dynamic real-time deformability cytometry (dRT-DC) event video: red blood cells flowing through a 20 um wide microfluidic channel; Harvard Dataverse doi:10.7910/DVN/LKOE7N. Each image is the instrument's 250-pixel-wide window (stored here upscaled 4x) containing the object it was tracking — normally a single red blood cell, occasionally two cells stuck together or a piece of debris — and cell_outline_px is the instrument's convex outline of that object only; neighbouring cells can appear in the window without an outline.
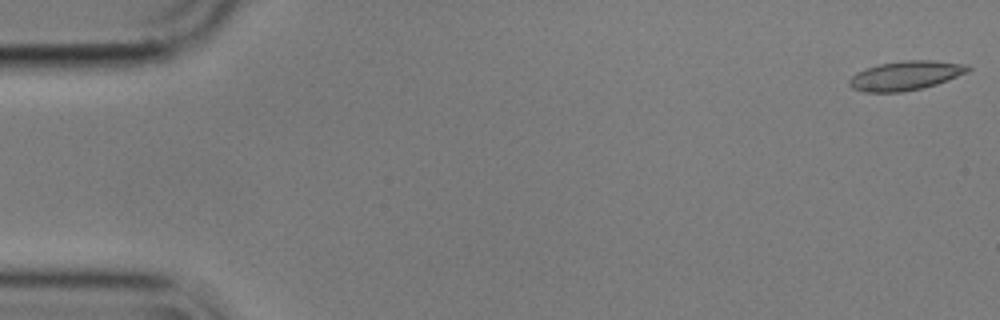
{"species": "common noctule bat (a hibernating species)", "species_latin": "Nyctalus noctula", "temperature_condition": "cold", "stored_images_in_passage": 27, "camera_frame_rate_fps": 3000, "um_per_image_px": 0.085, "animal": {"sex": "male", "body_mass_g": 17.9}, "frame": {"image": 1, "passage_image": 1, "time_ms": 0.0, "image_size_px": [1000, 320], "cell_outline_px": [[972, 68], [968, 72], [948, 80], [924, 88], [900, 92], [864, 92], [852, 88], [848, 84], [848, 80], [856, 72], [880, 64], [904, 60], [936, 60], [964, 64]], "centroid_in_image_um": [76.98, 6.42], "position_along_channel_um": 8.0, "area_um2": 20.23}}
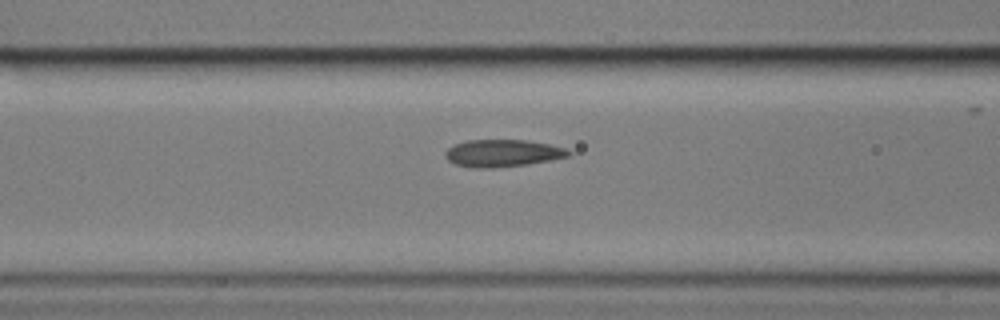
{"frame": {"image": 2, "passage_image": 22, "time_ms": 7.0, "image_size_px": [1000, 320], "cell_outline_px": [[572, 152], [568, 156], [528, 164], [492, 168], [472, 168], [456, 164], [448, 160], [444, 156], [444, 152], [448, 148], [456, 144], [468, 140], [524, 140], [548, 144], [564, 148]], "centroid_in_image_um": [42.67, 13.02], "position_along_channel_um": 123.9, "area_um2": 19.36}}
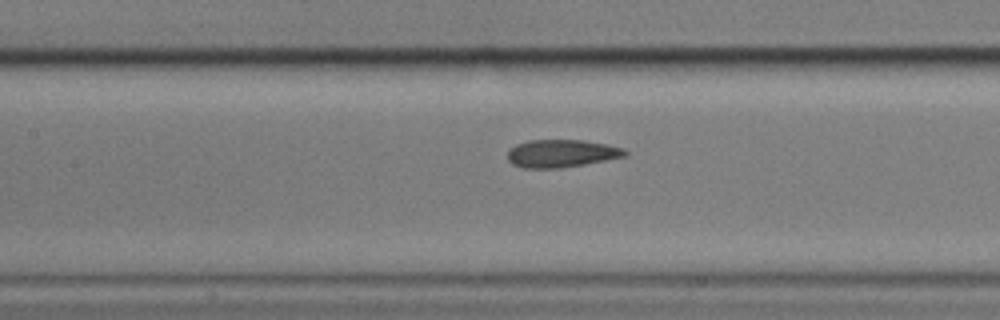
{"frame": {"image": 3, "passage_image": 25, "time_ms": 8.0, "image_size_px": [1000, 320], "cell_outline_px": [[628, 156], [584, 164], [560, 168], [520, 168], [512, 164], [508, 160], [508, 152], [516, 144], [528, 140], [584, 140], [608, 144], [624, 148], [628, 152]], "centroid_in_image_um": [47.75, 13.04], "position_along_channel_um": 159.7, "area_um2": 19.13}}